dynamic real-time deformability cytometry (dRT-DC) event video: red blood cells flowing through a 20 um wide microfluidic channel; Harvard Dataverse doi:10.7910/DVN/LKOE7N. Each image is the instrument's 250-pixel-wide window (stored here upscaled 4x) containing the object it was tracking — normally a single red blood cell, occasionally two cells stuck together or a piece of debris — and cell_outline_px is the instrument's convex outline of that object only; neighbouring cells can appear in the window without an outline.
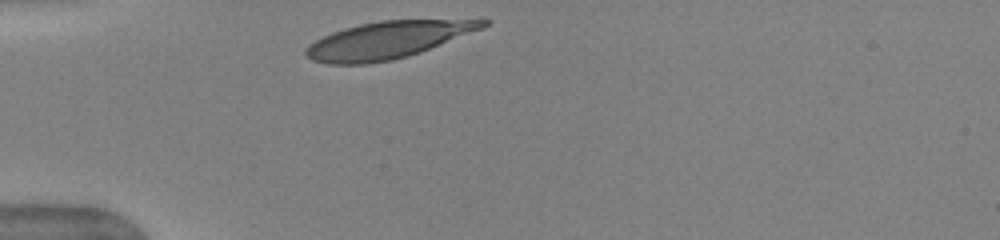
{"species": "human", "species_latin": "Homo sapiens", "temperature_condition": "warm", "stored_images_in_passage": 29, "camera_frame_rate_fps": 3000, "um_per_image_px": 0.085, "donor": {"sex": "female"}, "frame": {"image": 1, "passage_image": 1, "time_ms": 0.0, "image_size_px": [1000, 240], "cell_outline_px": [[492, 20], [484, 28], [420, 52], [408, 56], [392, 60], [368, 64], [328, 64], [312, 60], [304, 52], [308, 44], [332, 32], [344, 28], [360, 24], [380, 20]], "centroid_in_image_um": [32.93, 3.41], "position_along_channel_um": 52.1, "area_um2": 37.97}}
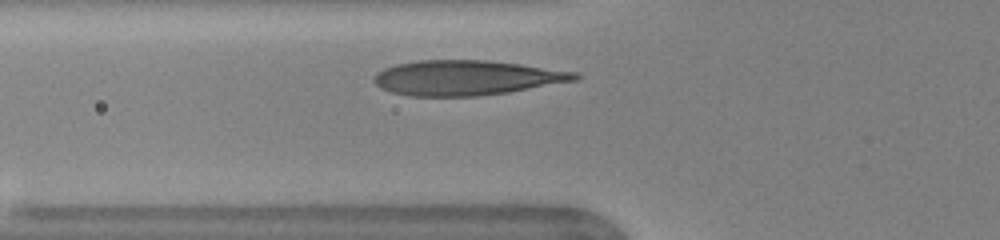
{"frame": {"image": 2, "passage_image": 5, "time_ms": 1.333, "image_size_px": [1000, 240], "cell_outline_px": [[580, 76], [576, 80], [508, 92], [476, 96], [408, 96], [392, 92], [380, 88], [372, 80], [372, 76], [376, 72], [384, 68], [396, 64], [420, 60], [488, 60], [520, 64], [580, 72]], "centroid_in_image_um": [39.61, 6.6], "position_along_channel_um": 86.2, "area_um2": 40.98}, "authors_computed_cell_mechanics": {"area_um2": 40.171, "velocity_mm_per_s": 3.917, "shape_relaxation_time_tau1_ms": 2.0422, "shape_relaxation_time_tau2_ms": null, "deformation_change_tau1": 0.1526, "deformation_change_tau2": null}}